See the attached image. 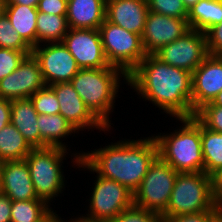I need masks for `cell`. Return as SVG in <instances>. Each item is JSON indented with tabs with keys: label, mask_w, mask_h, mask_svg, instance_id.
I'll return each instance as SVG.
<instances>
[{
	"label": "cell",
	"mask_w": 222,
	"mask_h": 222,
	"mask_svg": "<svg viewBox=\"0 0 222 222\" xmlns=\"http://www.w3.org/2000/svg\"><path fill=\"white\" fill-rule=\"evenodd\" d=\"M165 113L192 117V73L148 54L128 75V85Z\"/></svg>",
	"instance_id": "cell-1"
},
{
	"label": "cell",
	"mask_w": 222,
	"mask_h": 222,
	"mask_svg": "<svg viewBox=\"0 0 222 222\" xmlns=\"http://www.w3.org/2000/svg\"><path fill=\"white\" fill-rule=\"evenodd\" d=\"M158 156L155 138L112 143L91 153L75 154L76 164L122 184L134 193Z\"/></svg>",
	"instance_id": "cell-2"
},
{
	"label": "cell",
	"mask_w": 222,
	"mask_h": 222,
	"mask_svg": "<svg viewBox=\"0 0 222 222\" xmlns=\"http://www.w3.org/2000/svg\"><path fill=\"white\" fill-rule=\"evenodd\" d=\"M120 76L128 83V76L121 69L108 66L80 69L70 81L89 110L108 129L111 126L108 115L114 107Z\"/></svg>",
	"instance_id": "cell-3"
},
{
	"label": "cell",
	"mask_w": 222,
	"mask_h": 222,
	"mask_svg": "<svg viewBox=\"0 0 222 222\" xmlns=\"http://www.w3.org/2000/svg\"><path fill=\"white\" fill-rule=\"evenodd\" d=\"M178 120L184 124L179 131L154 136L158 156L177 172H204L201 122L195 116Z\"/></svg>",
	"instance_id": "cell-4"
},
{
	"label": "cell",
	"mask_w": 222,
	"mask_h": 222,
	"mask_svg": "<svg viewBox=\"0 0 222 222\" xmlns=\"http://www.w3.org/2000/svg\"><path fill=\"white\" fill-rule=\"evenodd\" d=\"M203 211H219L212 197L211 176L205 172H179L166 211L168 217Z\"/></svg>",
	"instance_id": "cell-5"
},
{
	"label": "cell",
	"mask_w": 222,
	"mask_h": 222,
	"mask_svg": "<svg viewBox=\"0 0 222 222\" xmlns=\"http://www.w3.org/2000/svg\"><path fill=\"white\" fill-rule=\"evenodd\" d=\"M66 150L60 147L33 148L25 158L36 195L48 204L62 193L65 186L61 165L68 153Z\"/></svg>",
	"instance_id": "cell-6"
},
{
	"label": "cell",
	"mask_w": 222,
	"mask_h": 222,
	"mask_svg": "<svg viewBox=\"0 0 222 222\" xmlns=\"http://www.w3.org/2000/svg\"><path fill=\"white\" fill-rule=\"evenodd\" d=\"M105 56L110 66L121 69L127 76L146 57L141 36L109 22L99 27Z\"/></svg>",
	"instance_id": "cell-7"
},
{
	"label": "cell",
	"mask_w": 222,
	"mask_h": 222,
	"mask_svg": "<svg viewBox=\"0 0 222 222\" xmlns=\"http://www.w3.org/2000/svg\"><path fill=\"white\" fill-rule=\"evenodd\" d=\"M178 173L157 156L134 192V205L162 215L168 207Z\"/></svg>",
	"instance_id": "cell-8"
},
{
	"label": "cell",
	"mask_w": 222,
	"mask_h": 222,
	"mask_svg": "<svg viewBox=\"0 0 222 222\" xmlns=\"http://www.w3.org/2000/svg\"><path fill=\"white\" fill-rule=\"evenodd\" d=\"M90 198V214L85 218L110 222L123 210L134 205V193L118 182L97 175Z\"/></svg>",
	"instance_id": "cell-9"
},
{
	"label": "cell",
	"mask_w": 222,
	"mask_h": 222,
	"mask_svg": "<svg viewBox=\"0 0 222 222\" xmlns=\"http://www.w3.org/2000/svg\"><path fill=\"white\" fill-rule=\"evenodd\" d=\"M154 55L171 66L192 73L208 55L205 33L190 29L182 37L161 47Z\"/></svg>",
	"instance_id": "cell-10"
},
{
	"label": "cell",
	"mask_w": 222,
	"mask_h": 222,
	"mask_svg": "<svg viewBox=\"0 0 222 222\" xmlns=\"http://www.w3.org/2000/svg\"><path fill=\"white\" fill-rule=\"evenodd\" d=\"M39 44L32 54L39 61L45 85L70 82L80 70L75 58L62 42Z\"/></svg>",
	"instance_id": "cell-11"
},
{
	"label": "cell",
	"mask_w": 222,
	"mask_h": 222,
	"mask_svg": "<svg viewBox=\"0 0 222 222\" xmlns=\"http://www.w3.org/2000/svg\"><path fill=\"white\" fill-rule=\"evenodd\" d=\"M62 43L75 58L80 69L110 66L99 29H69Z\"/></svg>",
	"instance_id": "cell-12"
},
{
	"label": "cell",
	"mask_w": 222,
	"mask_h": 222,
	"mask_svg": "<svg viewBox=\"0 0 222 222\" xmlns=\"http://www.w3.org/2000/svg\"><path fill=\"white\" fill-rule=\"evenodd\" d=\"M44 86L39 61L30 54L16 70L0 81V99H27Z\"/></svg>",
	"instance_id": "cell-13"
},
{
	"label": "cell",
	"mask_w": 222,
	"mask_h": 222,
	"mask_svg": "<svg viewBox=\"0 0 222 222\" xmlns=\"http://www.w3.org/2000/svg\"><path fill=\"white\" fill-rule=\"evenodd\" d=\"M222 90V56L207 55L192 72V117Z\"/></svg>",
	"instance_id": "cell-14"
},
{
	"label": "cell",
	"mask_w": 222,
	"mask_h": 222,
	"mask_svg": "<svg viewBox=\"0 0 222 222\" xmlns=\"http://www.w3.org/2000/svg\"><path fill=\"white\" fill-rule=\"evenodd\" d=\"M190 30L187 20L149 11L141 35L145 53L154 54L161 47L182 37Z\"/></svg>",
	"instance_id": "cell-15"
},
{
	"label": "cell",
	"mask_w": 222,
	"mask_h": 222,
	"mask_svg": "<svg viewBox=\"0 0 222 222\" xmlns=\"http://www.w3.org/2000/svg\"><path fill=\"white\" fill-rule=\"evenodd\" d=\"M59 101V113L76 129L84 128L102 129L108 128L89 110L78 92L70 82H60L50 85Z\"/></svg>",
	"instance_id": "cell-16"
},
{
	"label": "cell",
	"mask_w": 222,
	"mask_h": 222,
	"mask_svg": "<svg viewBox=\"0 0 222 222\" xmlns=\"http://www.w3.org/2000/svg\"><path fill=\"white\" fill-rule=\"evenodd\" d=\"M0 192L5 194L11 201L42 200L36 195L25 159L2 163Z\"/></svg>",
	"instance_id": "cell-17"
},
{
	"label": "cell",
	"mask_w": 222,
	"mask_h": 222,
	"mask_svg": "<svg viewBox=\"0 0 222 222\" xmlns=\"http://www.w3.org/2000/svg\"><path fill=\"white\" fill-rule=\"evenodd\" d=\"M148 12L147 0L106 1V19L140 36L144 31Z\"/></svg>",
	"instance_id": "cell-18"
},
{
	"label": "cell",
	"mask_w": 222,
	"mask_h": 222,
	"mask_svg": "<svg viewBox=\"0 0 222 222\" xmlns=\"http://www.w3.org/2000/svg\"><path fill=\"white\" fill-rule=\"evenodd\" d=\"M70 29H99L106 19V0H68Z\"/></svg>",
	"instance_id": "cell-19"
},
{
	"label": "cell",
	"mask_w": 222,
	"mask_h": 222,
	"mask_svg": "<svg viewBox=\"0 0 222 222\" xmlns=\"http://www.w3.org/2000/svg\"><path fill=\"white\" fill-rule=\"evenodd\" d=\"M38 114L30 98L13 100L10 122L24 136L32 148H41Z\"/></svg>",
	"instance_id": "cell-20"
},
{
	"label": "cell",
	"mask_w": 222,
	"mask_h": 222,
	"mask_svg": "<svg viewBox=\"0 0 222 222\" xmlns=\"http://www.w3.org/2000/svg\"><path fill=\"white\" fill-rule=\"evenodd\" d=\"M5 14L23 40L33 49L37 46V7L6 4Z\"/></svg>",
	"instance_id": "cell-21"
},
{
	"label": "cell",
	"mask_w": 222,
	"mask_h": 222,
	"mask_svg": "<svg viewBox=\"0 0 222 222\" xmlns=\"http://www.w3.org/2000/svg\"><path fill=\"white\" fill-rule=\"evenodd\" d=\"M38 128L41 137V148L60 147L66 149L61 138L68 136L76 129L59 113L55 115H38Z\"/></svg>",
	"instance_id": "cell-22"
},
{
	"label": "cell",
	"mask_w": 222,
	"mask_h": 222,
	"mask_svg": "<svg viewBox=\"0 0 222 222\" xmlns=\"http://www.w3.org/2000/svg\"><path fill=\"white\" fill-rule=\"evenodd\" d=\"M190 29L206 32L222 22V0H199L188 10Z\"/></svg>",
	"instance_id": "cell-23"
},
{
	"label": "cell",
	"mask_w": 222,
	"mask_h": 222,
	"mask_svg": "<svg viewBox=\"0 0 222 222\" xmlns=\"http://www.w3.org/2000/svg\"><path fill=\"white\" fill-rule=\"evenodd\" d=\"M57 218L44 200L12 201L11 222H55Z\"/></svg>",
	"instance_id": "cell-24"
},
{
	"label": "cell",
	"mask_w": 222,
	"mask_h": 222,
	"mask_svg": "<svg viewBox=\"0 0 222 222\" xmlns=\"http://www.w3.org/2000/svg\"><path fill=\"white\" fill-rule=\"evenodd\" d=\"M33 148L10 122L0 130V160H23Z\"/></svg>",
	"instance_id": "cell-25"
},
{
	"label": "cell",
	"mask_w": 222,
	"mask_h": 222,
	"mask_svg": "<svg viewBox=\"0 0 222 222\" xmlns=\"http://www.w3.org/2000/svg\"><path fill=\"white\" fill-rule=\"evenodd\" d=\"M66 15H52L38 11L36 19L37 45L62 42L69 31Z\"/></svg>",
	"instance_id": "cell-26"
},
{
	"label": "cell",
	"mask_w": 222,
	"mask_h": 222,
	"mask_svg": "<svg viewBox=\"0 0 222 222\" xmlns=\"http://www.w3.org/2000/svg\"><path fill=\"white\" fill-rule=\"evenodd\" d=\"M204 172L211 176L222 168V133L209 130L201 123Z\"/></svg>",
	"instance_id": "cell-27"
},
{
	"label": "cell",
	"mask_w": 222,
	"mask_h": 222,
	"mask_svg": "<svg viewBox=\"0 0 222 222\" xmlns=\"http://www.w3.org/2000/svg\"><path fill=\"white\" fill-rule=\"evenodd\" d=\"M0 48H9L17 51H32V48L11 25L6 14L0 17Z\"/></svg>",
	"instance_id": "cell-28"
},
{
	"label": "cell",
	"mask_w": 222,
	"mask_h": 222,
	"mask_svg": "<svg viewBox=\"0 0 222 222\" xmlns=\"http://www.w3.org/2000/svg\"><path fill=\"white\" fill-rule=\"evenodd\" d=\"M34 108L37 114L55 115L59 114L60 105L54 90L45 85L43 88L38 89L31 97Z\"/></svg>",
	"instance_id": "cell-29"
},
{
	"label": "cell",
	"mask_w": 222,
	"mask_h": 222,
	"mask_svg": "<svg viewBox=\"0 0 222 222\" xmlns=\"http://www.w3.org/2000/svg\"><path fill=\"white\" fill-rule=\"evenodd\" d=\"M149 11L187 20L188 10L182 0H147Z\"/></svg>",
	"instance_id": "cell-30"
},
{
	"label": "cell",
	"mask_w": 222,
	"mask_h": 222,
	"mask_svg": "<svg viewBox=\"0 0 222 222\" xmlns=\"http://www.w3.org/2000/svg\"><path fill=\"white\" fill-rule=\"evenodd\" d=\"M110 222H164V219L158 213L133 205L123 210Z\"/></svg>",
	"instance_id": "cell-31"
},
{
	"label": "cell",
	"mask_w": 222,
	"mask_h": 222,
	"mask_svg": "<svg viewBox=\"0 0 222 222\" xmlns=\"http://www.w3.org/2000/svg\"><path fill=\"white\" fill-rule=\"evenodd\" d=\"M30 54H32V51L0 48V81L16 70L22 60Z\"/></svg>",
	"instance_id": "cell-32"
},
{
	"label": "cell",
	"mask_w": 222,
	"mask_h": 222,
	"mask_svg": "<svg viewBox=\"0 0 222 222\" xmlns=\"http://www.w3.org/2000/svg\"><path fill=\"white\" fill-rule=\"evenodd\" d=\"M195 117L209 130L222 133L221 106L204 105L195 113Z\"/></svg>",
	"instance_id": "cell-33"
},
{
	"label": "cell",
	"mask_w": 222,
	"mask_h": 222,
	"mask_svg": "<svg viewBox=\"0 0 222 222\" xmlns=\"http://www.w3.org/2000/svg\"><path fill=\"white\" fill-rule=\"evenodd\" d=\"M205 36L207 53L222 56V22L208 29Z\"/></svg>",
	"instance_id": "cell-34"
},
{
	"label": "cell",
	"mask_w": 222,
	"mask_h": 222,
	"mask_svg": "<svg viewBox=\"0 0 222 222\" xmlns=\"http://www.w3.org/2000/svg\"><path fill=\"white\" fill-rule=\"evenodd\" d=\"M219 211H203L191 214H182L164 219V222H211Z\"/></svg>",
	"instance_id": "cell-35"
},
{
	"label": "cell",
	"mask_w": 222,
	"mask_h": 222,
	"mask_svg": "<svg viewBox=\"0 0 222 222\" xmlns=\"http://www.w3.org/2000/svg\"><path fill=\"white\" fill-rule=\"evenodd\" d=\"M68 0H39L37 10L52 15H66Z\"/></svg>",
	"instance_id": "cell-36"
},
{
	"label": "cell",
	"mask_w": 222,
	"mask_h": 222,
	"mask_svg": "<svg viewBox=\"0 0 222 222\" xmlns=\"http://www.w3.org/2000/svg\"><path fill=\"white\" fill-rule=\"evenodd\" d=\"M212 197L215 206L222 208V168L211 175Z\"/></svg>",
	"instance_id": "cell-37"
},
{
	"label": "cell",
	"mask_w": 222,
	"mask_h": 222,
	"mask_svg": "<svg viewBox=\"0 0 222 222\" xmlns=\"http://www.w3.org/2000/svg\"><path fill=\"white\" fill-rule=\"evenodd\" d=\"M12 201L0 192V222H11Z\"/></svg>",
	"instance_id": "cell-38"
},
{
	"label": "cell",
	"mask_w": 222,
	"mask_h": 222,
	"mask_svg": "<svg viewBox=\"0 0 222 222\" xmlns=\"http://www.w3.org/2000/svg\"><path fill=\"white\" fill-rule=\"evenodd\" d=\"M11 100L0 99V130L10 123Z\"/></svg>",
	"instance_id": "cell-39"
},
{
	"label": "cell",
	"mask_w": 222,
	"mask_h": 222,
	"mask_svg": "<svg viewBox=\"0 0 222 222\" xmlns=\"http://www.w3.org/2000/svg\"><path fill=\"white\" fill-rule=\"evenodd\" d=\"M39 0H6V4H21L30 7H37Z\"/></svg>",
	"instance_id": "cell-40"
},
{
	"label": "cell",
	"mask_w": 222,
	"mask_h": 222,
	"mask_svg": "<svg viewBox=\"0 0 222 222\" xmlns=\"http://www.w3.org/2000/svg\"><path fill=\"white\" fill-rule=\"evenodd\" d=\"M205 105H216L222 107V90L216 95L211 103Z\"/></svg>",
	"instance_id": "cell-41"
},
{
	"label": "cell",
	"mask_w": 222,
	"mask_h": 222,
	"mask_svg": "<svg viewBox=\"0 0 222 222\" xmlns=\"http://www.w3.org/2000/svg\"><path fill=\"white\" fill-rule=\"evenodd\" d=\"M187 10L193 7L199 0H182Z\"/></svg>",
	"instance_id": "cell-42"
},
{
	"label": "cell",
	"mask_w": 222,
	"mask_h": 222,
	"mask_svg": "<svg viewBox=\"0 0 222 222\" xmlns=\"http://www.w3.org/2000/svg\"><path fill=\"white\" fill-rule=\"evenodd\" d=\"M66 222H67V220H66ZM68 222H101V221L90 220V219L85 218L84 216H82L80 218L78 217L75 220L71 219V221H68Z\"/></svg>",
	"instance_id": "cell-43"
},
{
	"label": "cell",
	"mask_w": 222,
	"mask_h": 222,
	"mask_svg": "<svg viewBox=\"0 0 222 222\" xmlns=\"http://www.w3.org/2000/svg\"><path fill=\"white\" fill-rule=\"evenodd\" d=\"M6 0H0V17L5 14Z\"/></svg>",
	"instance_id": "cell-44"
},
{
	"label": "cell",
	"mask_w": 222,
	"mask_h": 222,
	"mask_svg": "<svg viewBox=\"0 0 222 222\" xmlns=\"http://www.w3.org/2000/svg\"><path fill=\"white\" fill-rule=\"evenodd\" d=\"M211 222H222V216L218 213Z\"/></svg>",
	"instance_id": "cell-45"
},
{
	"label": "cell",
	"mask_w": 222,
	"mask_h": 222,
	"mask_svg": "<svg viewBox=\"0 0 222 222\" xmlns=\"http://www.w3.org/2000/svg\"><path fill=\"white\" fill-rule=\"evenodd\" d=\"M55 222H65V221L62 220L61 217H60V218L58 217V218L55 220Z\"/></svg>",
	"instance_id": "cell-46"
},
{
	"label": "cell",
	"mask_w": 222,
	"mask_h": 222,
	"mask_svg": "<svg viewBox=\"0 0 222 222\" xmlns=\"http://www.w3.org/2000/svg\"><path fill=\"white\" fill-rule=\"evenodd\" d=\"M2 161L0 160V175H1V166H2Z\"/></svg>",
	"instance_id": "cell-47"
},
{
	"label": "cell",
	"mask_w": 222,
	"mask_h": 222,
	"mask_svg": "<svg viewBox=\"0 0 222 222\" xmlns=\"http://www.w3.org/2000/svg\"><path fill=\"white\" fill-rule=\"evenodd\" d=\"M219 214L222 216V208L219 209Z\"/></svg>",
	"instance_id": "cell-48"
}]
</instances>
